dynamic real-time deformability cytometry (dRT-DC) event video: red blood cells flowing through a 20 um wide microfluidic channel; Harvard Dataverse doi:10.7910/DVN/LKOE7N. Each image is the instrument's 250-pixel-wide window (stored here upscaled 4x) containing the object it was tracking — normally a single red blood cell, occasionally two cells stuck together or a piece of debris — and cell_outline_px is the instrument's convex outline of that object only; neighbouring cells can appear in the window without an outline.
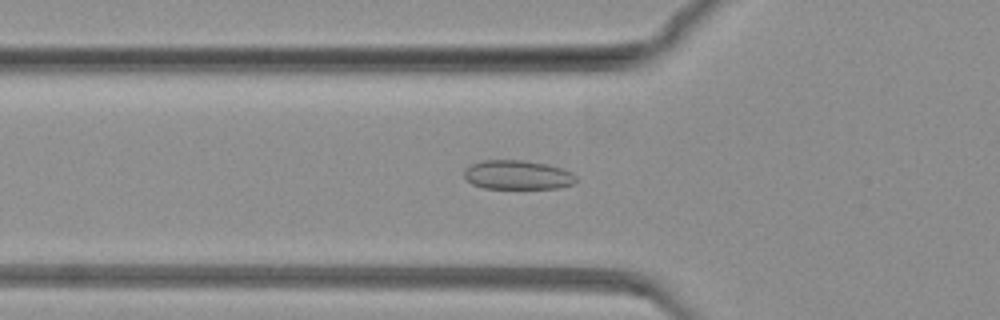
{"species": "common noctule bat (a hibernating species)", "species_latin": "Nyctalus noctula", "temperature_condition": "warm", "stored_images_in_passage": 57, "camera_frame_rate_fps": 3000, "um_per_image_px": 0.085, "animal": {"sex": "female", "body_mass_g": 19.3, "forearm_length_mm": 54.1}, "frame": {"image": 1, "passage_image": 16, "time_ms": 5.0, "image_size_px": [1000, 320], "cell_outline_px": [[576, 184], [560, 188], [484, 188], [472, 184], [464, 176], [464, 168], [472, 164], [484, 160], [520, 160], [548, 164], [572, 172], [576, 176]], "centroid_in_image_um": [44.01, 14.87], "position_along_channel_um": 81.8, "area_um2": 19.07}}
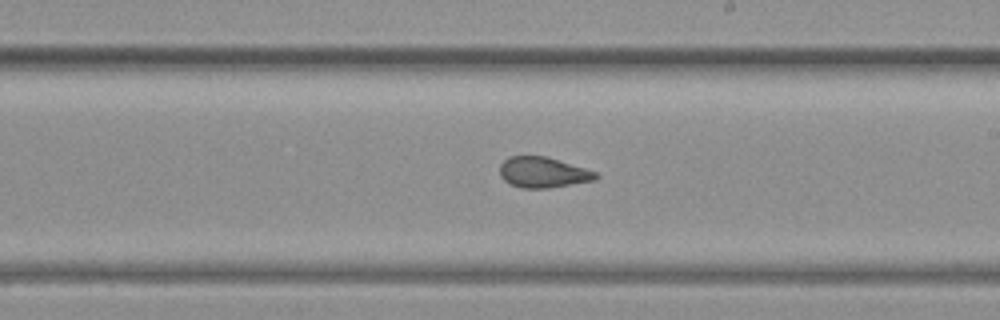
{"frame": {"image": 2, "passage_image": 35, "time_ms": 11.333, "image_size_px": [1000, 320], "cell_outline_px": [[600, 176], [596, 180], [548, 188], [520, 188], [504, 180], [500, 176], [500, 164], [508, 156], [544, 156], [584, 168], [596, 172]], "centroid_in_image_um": [46.14, 14.66], "position_along_channel_um": 242.9, "area_um2": 16.99}}
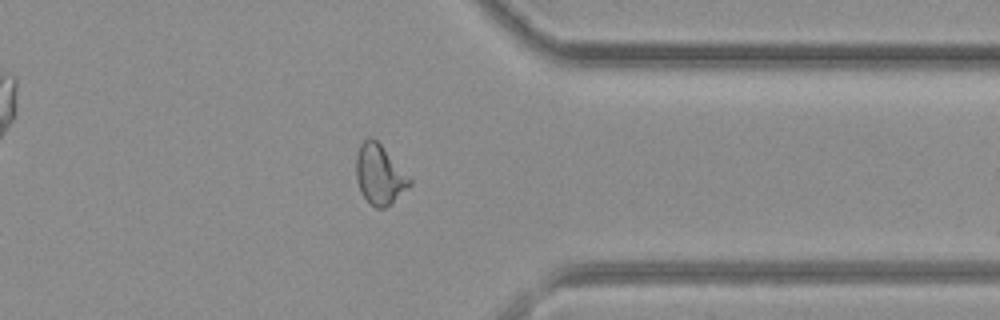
{"frame": {"image": 3, "passage_image": 52, "time_ms": 17.0, "image_size_px": [1000, 320], "cell_outline_px": [[412, 184], [384, 208], [376, 208], [364, 196], [356, 180], [356, 156], [360, 144], [368, 136], [376, 140], [380, 144], [412, 180]], "centroid_in_image_um": [32.24, 14.81], "position_along_channel_um": 379.2, "area_um2": 18.09}}